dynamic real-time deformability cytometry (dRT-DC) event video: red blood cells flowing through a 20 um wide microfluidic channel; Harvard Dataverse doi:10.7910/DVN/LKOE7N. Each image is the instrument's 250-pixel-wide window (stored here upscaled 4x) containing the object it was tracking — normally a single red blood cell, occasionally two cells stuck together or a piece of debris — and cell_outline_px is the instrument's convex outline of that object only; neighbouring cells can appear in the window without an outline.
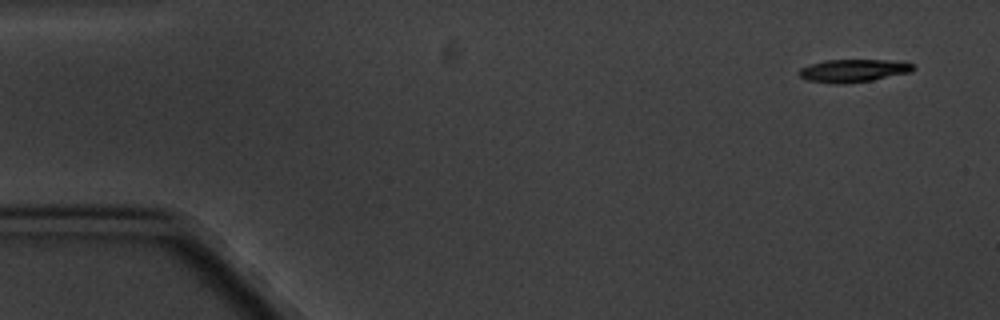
{"species": "common noctule bat (a hibernating species)", "species_latin": "Nyctalus noctula", "temperature_condition": "cold", "stored_images_in_passage": 6, "camera_frame_rate_fps": 3000, "um_per_image_px": 0.085, "animal": {"sex": "male", "body_mass_g": 20.1, "forearm_length_mm": 53.5}, "frame": {"image": 1, "passage_image": 1, "time_ms": 0.0, "image_size_px": [1000, 320], "cell_outline_px": [[916, 68], [912, 72], [872, 80], [844, 84], [832, 84], [808, 80], [800, 76], [796, 72], [800, 68], [808, 64], [824, 60], [904, 60], [912, 64]], "centroid_in_image_um": [72.54, 6.0], "position_along_channel_um": 12.5, "area_um2": 15.55}}
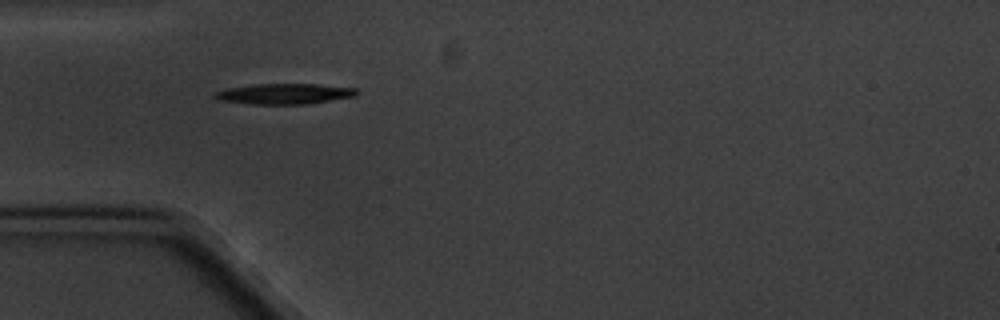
{"frame": {"image": 2, "passage_image": 5, "time_ms": 4.667, "image_size_px": [1000, 320], "cell_outline_px": [[360, 92], [356, 96], [308, 104], [252, 104], [220, 100], [212, 96], [212, 92], [228, 88], [252, 84], [316, 84], [356, 88]], "centroid_in_image_um": [24.17, 7.97], "position_along_channel_um": 60.8, "area_um2": 17.11}}